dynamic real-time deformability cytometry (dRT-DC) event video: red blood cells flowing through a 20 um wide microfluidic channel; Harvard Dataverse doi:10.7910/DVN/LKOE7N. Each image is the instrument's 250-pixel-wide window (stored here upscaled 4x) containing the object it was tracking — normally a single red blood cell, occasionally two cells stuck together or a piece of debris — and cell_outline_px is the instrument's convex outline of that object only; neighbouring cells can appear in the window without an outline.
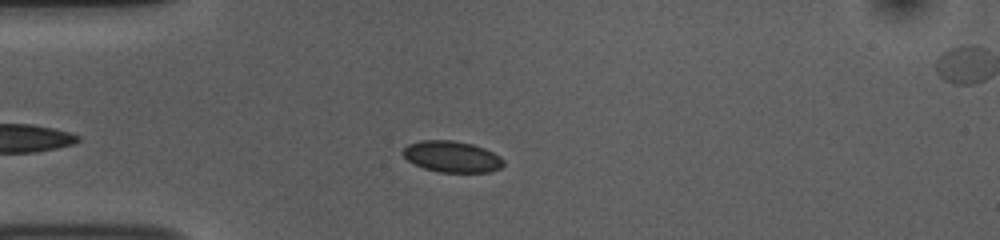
{"species": "common noctule bat (a hibernating species)", "species_latin": "Nyctalus noctula", "temperature_condition": "room temperature", "stored_images_in_passage": 38, "camera_frame_rate_fps": 3000, "um_per_image_px": 0.085, "animal": {"sex": "female", "body_mass_g": 10.0, "forearm_length_mm": 53.1}, "frame": {"image": 1, "passage_image": 2, "time_ms": 0.333, "image_size_px": [1000, 240], "cell_outline_px": [[504, 164], [500, 168], [488, 172], [440, 172], [424, 168], [408, 160], [400, 152], [408, 144], [420, 140], [452, 140], [472, 144], [484, 148], [500, 156], [504, 160]], "centroid_in_image_um": [38.41, 13.31], "position_along_channel_um": 46.6, "area_um2": 18.26}}
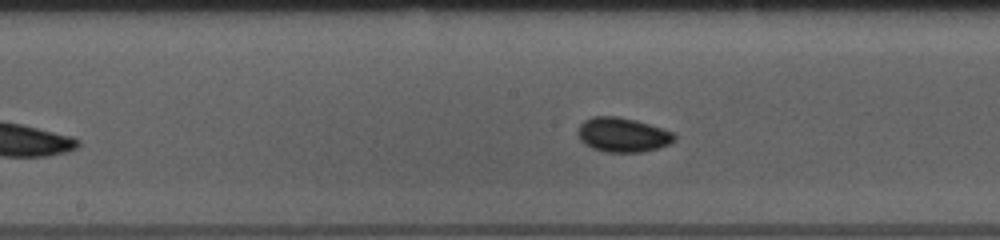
{"frame": {"image": 2, "passage_image": 15, "time_ms": 4.667, "image_size_px": [1000, 240], "cell_outline_px": [[676, 140], [668, 144], [656, 148], [640, 152], [608, 152], [592, 148], [584, 144], [580, 140], [576, 132], [580, 124], [584, 120], [592, 116], [616, 116], [636, 120], [672, 132], [676, 136]], "centroid_in_image_um": [52.88, 11.45], "position_along_channel_um": 195.3, "area_um2": 19.31}}
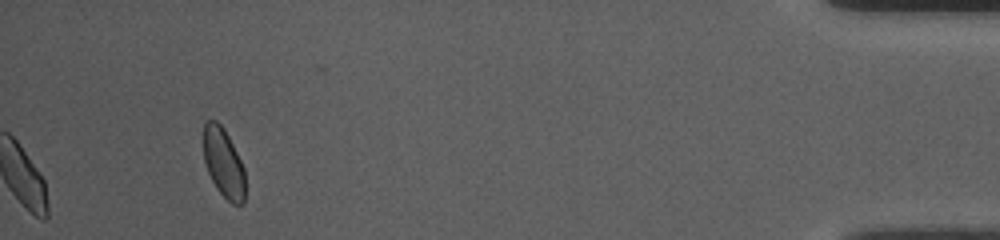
{"frame": {"image": 3, "passage_image": 38, "time_ms": 12.333, "image_size_px": [1000, 240], "cell_outline_px": [[244, 204], [232, 204], [216, 188], [208, 172], [204, 160], [204, 124], [208, 120], [216, 120], [224, 128], [244, 168]], "centroid_in_image_um": [18.99, 13.85], "position_along_channel_um": 416.2, "area_um2": 16.53}, "authors_computed_cell_mechanics": {"area_um2": 18.2648, "velocity_mm_per_s": 3.7652, "shape_relaxation_time_tau1_ms": 2.2662, "shape_relaxation_time_tau2_ms": null, "deformation_change_tau1": 0.0771, "deformation_change_tau2": null}}